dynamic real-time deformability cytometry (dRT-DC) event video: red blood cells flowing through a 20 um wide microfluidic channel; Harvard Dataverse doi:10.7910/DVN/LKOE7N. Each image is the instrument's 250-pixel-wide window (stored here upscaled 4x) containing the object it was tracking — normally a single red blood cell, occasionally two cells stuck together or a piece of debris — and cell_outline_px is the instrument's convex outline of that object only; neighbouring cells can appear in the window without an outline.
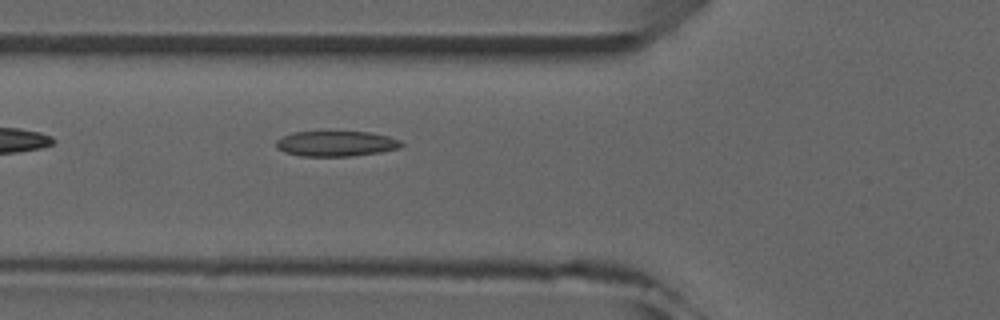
{"species": "common noctule bat (a hibernating species)", "species_latin": "Nyctalus noctula", "temperature_condition": "room temperature", "stored_images_in_passage": 5, "camera_frame_rate_fps": 3000, "um_per_image_px": 0.085, "animal": {"sex": "male", "forearm_length_mm": 52.5}, "frame": {"image": 1, "passage_image": 5, "time_ms": 5.333, "image_size_px": [1000, 320], "cell_outline_px": [[404, 144], [400, 148], [380, 152], [352, 156], [300, 156], [284, 152], [276, 148], [276, 140], [280, 136], [292, 132], [324, 128], [328, 128], [372, 132], [388, 136], [400, 140]], "centroid_in_image_um": [28.52, 12.14], "position_along_channel_um": 97.3, "area_um2": 19.88}}